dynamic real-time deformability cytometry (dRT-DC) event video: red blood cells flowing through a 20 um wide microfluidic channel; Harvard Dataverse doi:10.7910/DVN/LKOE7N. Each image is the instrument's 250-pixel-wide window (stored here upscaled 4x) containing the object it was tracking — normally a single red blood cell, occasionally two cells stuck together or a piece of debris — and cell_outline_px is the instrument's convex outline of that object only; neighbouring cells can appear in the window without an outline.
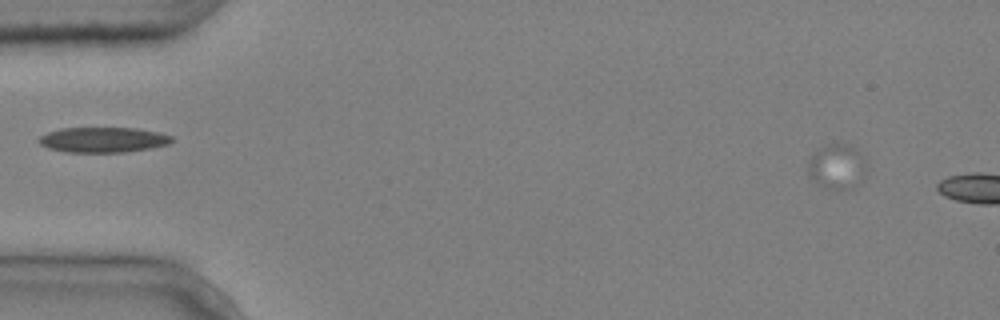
{"species": "common noctule bat (a hibernating species)", "species_latin": "Nyctalus noctula", "temperature_condition": "cold", "stored_images_in_passage": 3, "camera_frame_rate_fps": 3000, "um_per_image_px": 0.085, "animal": {"sex": "male", "body_mass_g": 20.4}, "frame": {"image": 1, "passage_image": 1, "time_ms": 0.0, "image_size_px": [1000, 320], "cell_outline_px": [[864, 164], [844, 188], [824, 188], [812, 180], [808, 176], [808, 160], [820, 148], [832, 140], [836, 140], [848, 144], [856, 148], [864, 156]], "centroid_in_image_um": [70.97, 14.0], "position_along_channel_um": 14.0, "area_um2": 14.28}}